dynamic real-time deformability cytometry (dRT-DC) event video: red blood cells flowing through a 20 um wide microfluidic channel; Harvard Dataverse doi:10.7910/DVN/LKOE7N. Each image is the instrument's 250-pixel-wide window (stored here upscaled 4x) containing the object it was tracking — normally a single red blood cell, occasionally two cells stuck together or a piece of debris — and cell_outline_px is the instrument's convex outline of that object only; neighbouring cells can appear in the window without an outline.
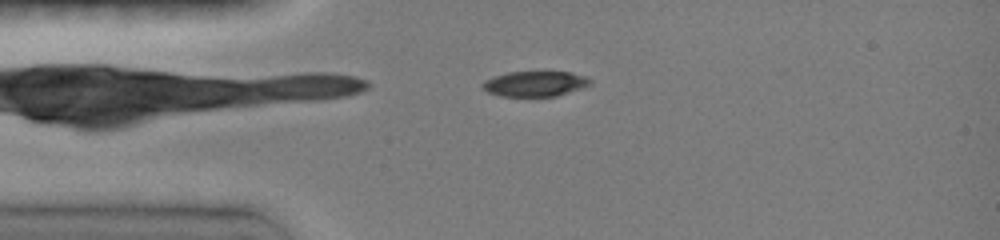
{"species": "common noctule bat (a hibernating species)", "species_latin": "Nyctalus noctula", "temperature_condition": "room temperature", "stored_images_in_passage": 39, "camera_frame_rate_fps": 3000, "um_per_image_px": 0.085, "animal": {"sex": "female", "body_mass_g": 19.0, "forearm_length_mm": 51.5}, "frame": {"image": 1, "passage_image": 3, "time_ms": 0.667, "image_size_px": [1000, 240], "cell_outline_px": [[592, 84], [584, 88], [556, 96], [500, 96], [488, 92], [480, 84], [484, 80], [492, 76], [508, 72], [568, 72], [584, 76], [592, 80]], "centroid_in_image_um": [45.47, 7.12], "position_along_channel_um": 39.5, "area_um2": 15.95}}
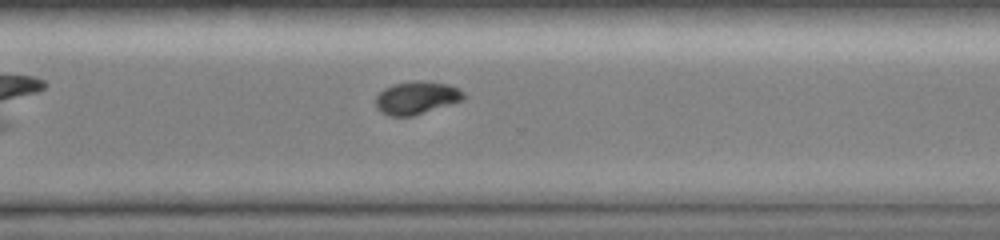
{"frame": {"image": 2, "passage_image": 26, "time_ms": 8.333, "image_size_px": [1000, 240], "cell_outline_px": [[468, 96], [464, 100], [412, 116], [388, 116], [380, 112], [376, 108], [376, 96], [384, 88], [392, 84], [416, 80], [424, 80], [448, 84], [460, 88]], "centroid_in_image_um": [35.43, 8.3], "position_along_channel_um": 335.2, "area_um2": 17.17}}
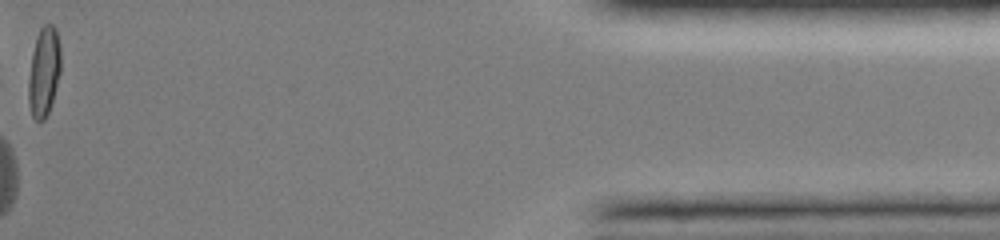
{"frame": {"image": 3, "passage_image": 39, "time_ms": 12.667, "image_size_px": [1000, 240], "cell_outline_px": [[60, 72], [52, 100], [48, 112], [44, 120], [36, 120], [32, 116], [28, 104], [28, 80], [32, 52], [36, 36], [40, 28], [44, 24], [52, 24], [56, 28], [60, 44]], "centroid_in_image_um": [3.72, 6.06], "position_along_channel_um": 431.5, "area_um2": 16.88}, "authors_computed_cell_mechanics": {"area_um2": 17.1666, "velocity_mm_per_s": 4.0964, "shape_relaxation_time_tau1_ms": 6.6724, "shape_relaxation_time_tau2_ms": 3.4975, "deformation_change_tau1": 0.1754, "deformation_change_tau2": 0.051}}